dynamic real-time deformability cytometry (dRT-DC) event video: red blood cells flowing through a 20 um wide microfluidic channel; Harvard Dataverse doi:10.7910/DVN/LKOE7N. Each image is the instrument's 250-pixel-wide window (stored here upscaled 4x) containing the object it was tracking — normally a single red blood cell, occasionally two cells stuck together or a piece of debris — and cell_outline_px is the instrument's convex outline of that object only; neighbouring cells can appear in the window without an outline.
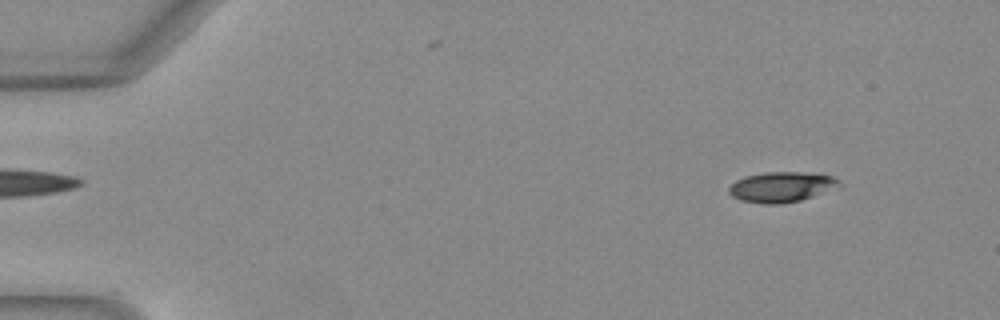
{"species": "Egyptian fruit bat (a non-hibernating species)", "species_latin": "Rousettus aegyptiacus", "temperature_condition": "warm", "stored_images_in_passage": 50, "camera_frame_rate_fps": 3000, "um_per_image_px": 0.085, "animal": {"sex": "female"}, "frame": {"image": 1, "passage_image": 5, "time_ms": 1.333, "image_size_px": [1000, 320], "cell_outline_px": [[844, 188], [800, 200], [780, 204], [764, 204], [740, 200], [732, 196], [728, 192], [728, 188], [736, 180], [744, 176], [768, 172], [804, 172], [832, 176], [840, 180], [844, 184]], "centroid_in_image_um": [66.53, 15.89], "position_along_channel_um": 18.5, "area_um2": 19.94}}
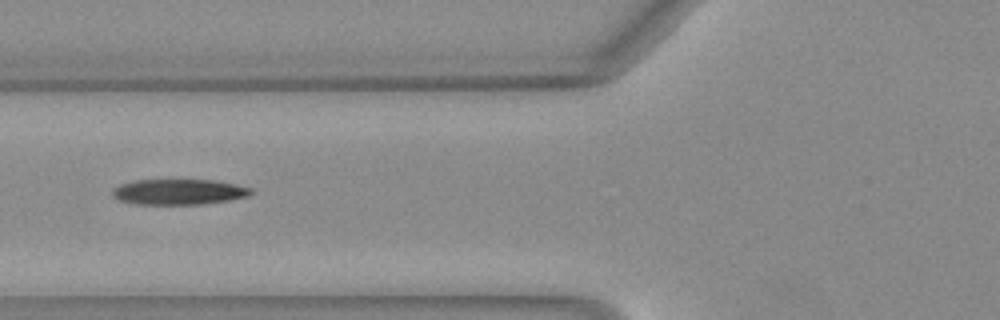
{"frame": {"image": 2, "passage_image": 20, "time_ms": 6.333, "image_size_px": [1000, 320], "cell_outline_px": [[252, 192], [248, 196], [228, 200], [200, 204], [132, 204], [120, 200], [112, 196], [112, 192], [116, 188], [124, 184], [136, 180], [212, 180], [236, 184], [252, 188]], "centroid_in_image_um": [15.22, 16.31], "position_along_channel_um": 110.6, "area_um2": 20.35}}
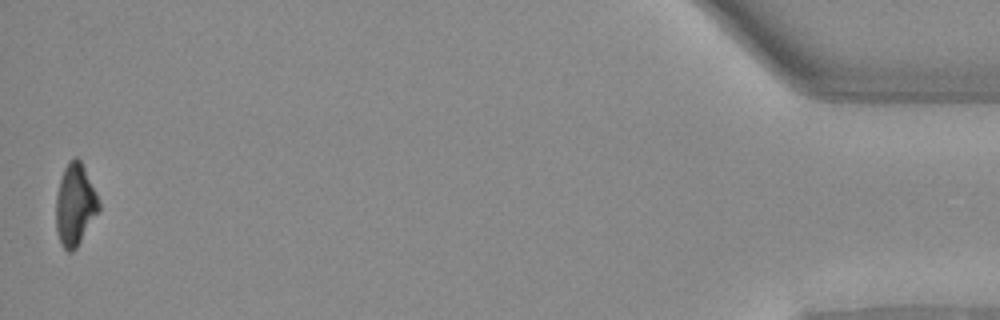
{"frame": {"image": 3, "passage_image": 50, "time_ms": 16.333, "image_size_px": [1000, 320], "cell_outline_px": [[100, 208], [76, 248], [72, 252], [68, 252], [60, 244], [56, 232], [56, 200], [60, 180], [64, 168], [68, 160], [76, 156], [80, 160], [84, 168], [100, 204]], "centroid_in_image_um": [6.35, 17.42], "position_along_channel_um": 428.9, "area_um2": 20.06}, "authors_computed_cell_mechanics": {"area_um2": 21.2415, "velocity_mm_per_s": 4.0767, "shape_relaxation_time_tau1_ms": 5.0437, "shape_relaxation_time_tau2_ms": 2.86, "deformation_change_tau1": 0.1763, "deformation_change_tau2": 0.1123}}